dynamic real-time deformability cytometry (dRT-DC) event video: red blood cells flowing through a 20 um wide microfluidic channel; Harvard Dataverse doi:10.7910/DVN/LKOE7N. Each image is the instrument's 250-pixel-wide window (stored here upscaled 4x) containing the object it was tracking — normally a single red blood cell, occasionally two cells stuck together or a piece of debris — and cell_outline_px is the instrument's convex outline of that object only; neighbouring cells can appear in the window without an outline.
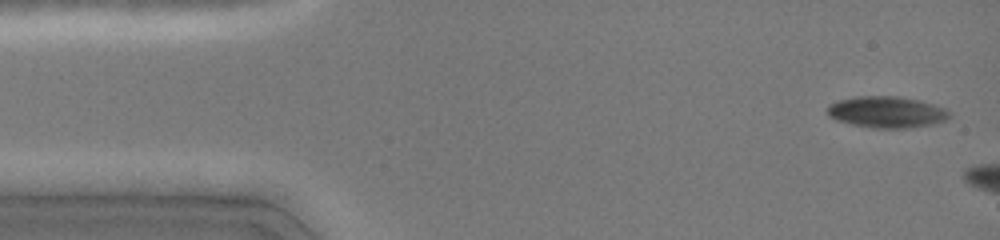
{"species": "common noctule bat (a hibernating species)", "species_latin": "Nyctalus noctula", "temperature_condition": "cold", "stored_images_in_passage": 6, "camera_frame_rate_fps": 3000, "um_per_image_px": 0.085, "animal": {"sex": "female", "body_mass_g": 19.0, "forearm_length_mm": 51.5}, "frame": {"image": 1, "passage_image": 2, "time_ms": 0.333, "image_size_px": [1000, 240], "cell_outline_px": [[952, 116], [944, 120], [932, 124], [912, 128], [876, 128], [852, 124], [836, 120], [828, 116], [828, 104], [840, 100], [856, 96], [896, 96], [920, 100], [948, 108]], "centroid_in_image_um": [75.41, 9.52], "position_along_channel_um": 9.6, "area_um2": 22.48}}